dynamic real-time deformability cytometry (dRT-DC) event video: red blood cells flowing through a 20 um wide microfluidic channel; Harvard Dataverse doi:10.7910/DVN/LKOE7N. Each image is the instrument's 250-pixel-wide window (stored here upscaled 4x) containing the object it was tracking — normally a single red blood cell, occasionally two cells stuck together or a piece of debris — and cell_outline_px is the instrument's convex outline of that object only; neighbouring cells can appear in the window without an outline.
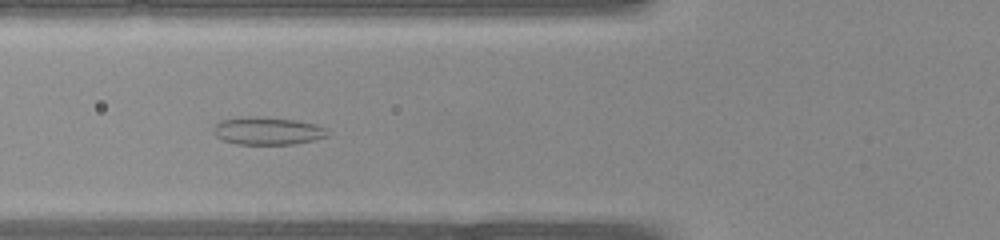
{"species": "common noctule bat (a hibernating species)", "species_latin": "Nyctalus noctula", "temperature_condition": "warm", "stored_images_in_passage": 33, "camera_frame_rate_fps": 3000, "um_per_image_px": 0.085, "animal": {"sex": "female", "body_mass_g": 22.0, "forearm_length_mm": 56.7}, "frame": {"image": 1, "passage_image": 7, "time_ms": 2.0, "image_size_px": [1000, 240], "cell_outline_px": [[328, 136], [312, 140], [292, 144], [236, 144], [224, 140], [216, 136], [212, 132], [216, 124], [220, 120], [248, 116], [260, 116], [296, 120], [316, 124], [328, 128]], "centroid_in_image_um": [22.75, 11.11], "position_along_channel_um": 103.1, "area_um2": 18.5}}
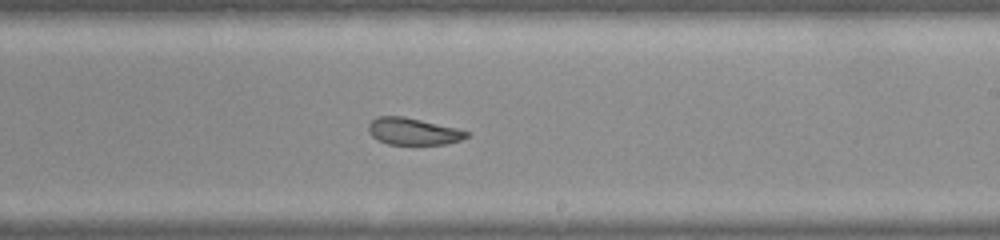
{"frame": {"image": 2, "passage_image": 16, "time_ms": 5.0, "image_size_px": [1000, 240], "cell_outline_px": [[468, 136], [460, 140], [444, 144], [388, 144], [372, 136], [368, 132], [368, 124], [376, 116], [404, 116], [456, 128], [468, 132]], "centroid_in_image_um": [35.08, 11.16], "position_along_channel_um": 253.9, "area_um2": 15.2}}
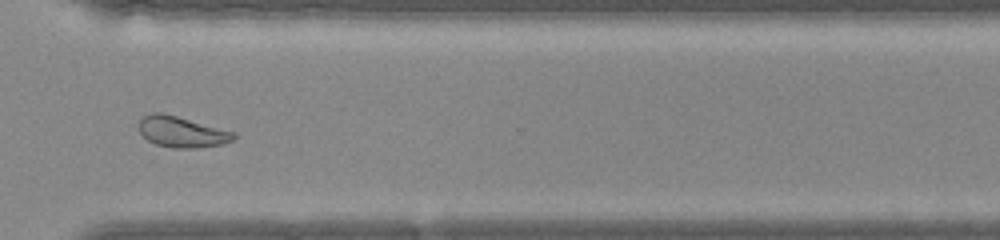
{"frame": {"image": 3, "passage_image": 22, "time_ms": 7.0, "image_size_px": [1000, 240], "cell_outline_px": [[236, 140], [224, 144], [196, 148], [172, 148], [156, 144], [148, 140], [140, 132], [136, 124], [140, 116], [152, 112], [160, 112], [176, 116], [236, 132]], "centroid_in_image_um": [15.44, 11.2], "position_along_channel_um": 355.2, "area_um2": 17.4}}